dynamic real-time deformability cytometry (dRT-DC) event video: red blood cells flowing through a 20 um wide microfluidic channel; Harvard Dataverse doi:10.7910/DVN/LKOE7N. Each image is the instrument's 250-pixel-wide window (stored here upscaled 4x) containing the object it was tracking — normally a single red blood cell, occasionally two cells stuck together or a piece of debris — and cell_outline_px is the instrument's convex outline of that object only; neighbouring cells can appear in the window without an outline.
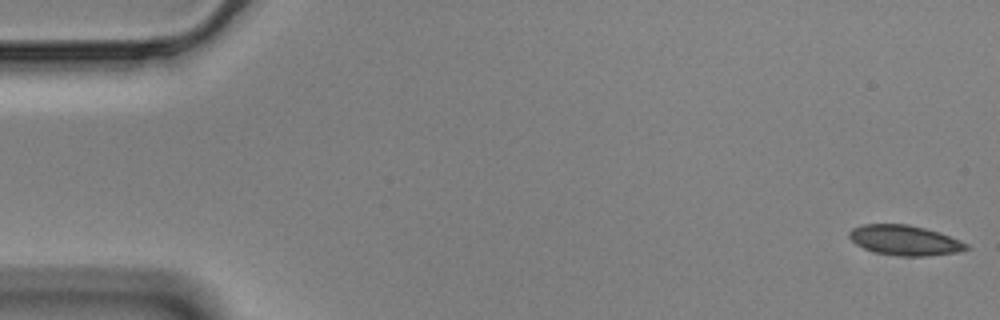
{"species": "Egyptian fruit bat (a non-hibernating species)", "species_latin": "Rousettus aegyptiacus", "temperature_condition": "cold", "stored_images_in_passage": 49, "camera_frame_rate_fps": 3000, "um_per_image_px": 0.085, "animal": {"sex": "male"}, "frame": {"image": 1, "passage_image": 1, "time_ms": 0.0, "image_size_px": [1000, 320], "cell_outline_px": [[972, 248], [956, 252], [924, 256], [900, 256], [876, 252], [864, 248], [856, 244], [848, 236], [848, 232], [852, 228], [860, 224], [908, 224], [924, 228], [960, 240], [968, 244]], "centroid_in_image_um": [76.88, 20.42], "position_along_channel_um": 8.1, "area_um2": 20.35}}
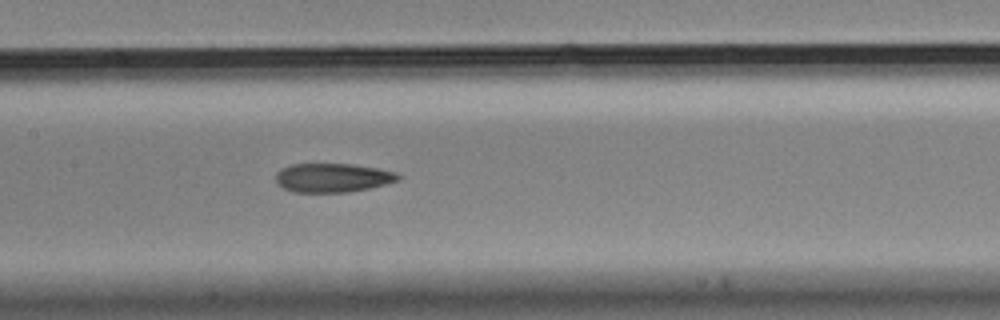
{"frame": {"image": 2, "passage_image": 19, "time_ms": 6.0, "image_size_px": [1000, 320], "cell_outline_px": [[404, 176], [400, 180], [368, 188], [348, 192], [292, 192], [276, 184], [276, 172], [280, 168], [292, 164], [352, 164], [380, 168], [396, 172]], "centroid_in_image_um": [28.28, 15.1], "position_along_channel_um": 179.1, "area_um2": 20.87}}
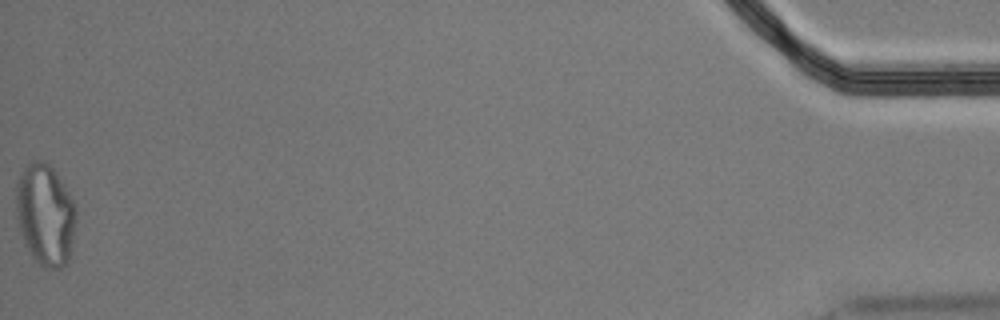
{"frame": {"image": 3, "passage_image": 49, "time_ms": 16.0, "image_size_px": [1000, 320], "cell_outline_px": [[76, 220], [72, 244], [68, 260], [60, 268], [44, 268], [32, 256], [20, 232], [16, 216], [16, 184], [20, 172], [32, 160], [44, 160], [56, 172], [64, 184], [76, 204]], "centroid_in_image_um": [3.85, 18.21], "position_along_channel_um": 431.3, "area_um2": 35.66}, "authors_computed_cell_mechanics": {"area_um2": 21.7906, "velocity_mm_per_s": 3.5152, "shape_relaxation_time_tau1_ms": 9.5793, "shape_relaxation_time_tau2_ms": 2.8404, "deformation_change_tau1": 0.2398, "deformation_change_tau2": 0.1126}}